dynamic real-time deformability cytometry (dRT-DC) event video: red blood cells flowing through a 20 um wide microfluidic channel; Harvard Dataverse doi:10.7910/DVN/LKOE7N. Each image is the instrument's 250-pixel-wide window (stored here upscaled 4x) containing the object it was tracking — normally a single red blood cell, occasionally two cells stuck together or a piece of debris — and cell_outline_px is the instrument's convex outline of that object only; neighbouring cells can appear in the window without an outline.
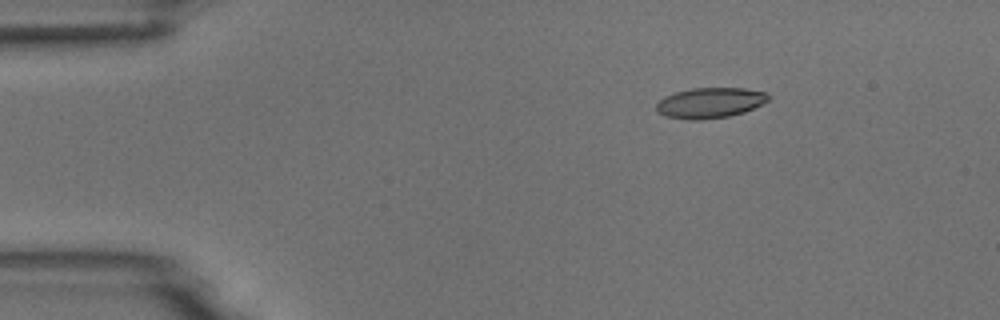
{"species": "common noctule bat (a hibernating species)", "species_latin": "Nyctalus noctula", "temperature_condition": "room temperature", "stored_images_in_passage": 4, "camera_frame_rate_fps": 3000, "um_per_image_px": 0.085, "animal": {"sex": "male", "body_mass_g": 18.8}, "frame": {"image": 1, "passage_image": 2, "time_ms": 0.333, "image_size_px": [1000, 320], "cell_outline_px": [[772, 96], [768, 100], [744, 112], [728, 116], [704, 120], [688, 120], [668, 116], [656, 112], [656, 104], [664, 96], [676, 92], [692, 88], [744, 88], [764, 92]], "centroid_in_image_um": [60.33, 8.74], "position_along_channel_um": 24.7, "area_um2": 19.83}}